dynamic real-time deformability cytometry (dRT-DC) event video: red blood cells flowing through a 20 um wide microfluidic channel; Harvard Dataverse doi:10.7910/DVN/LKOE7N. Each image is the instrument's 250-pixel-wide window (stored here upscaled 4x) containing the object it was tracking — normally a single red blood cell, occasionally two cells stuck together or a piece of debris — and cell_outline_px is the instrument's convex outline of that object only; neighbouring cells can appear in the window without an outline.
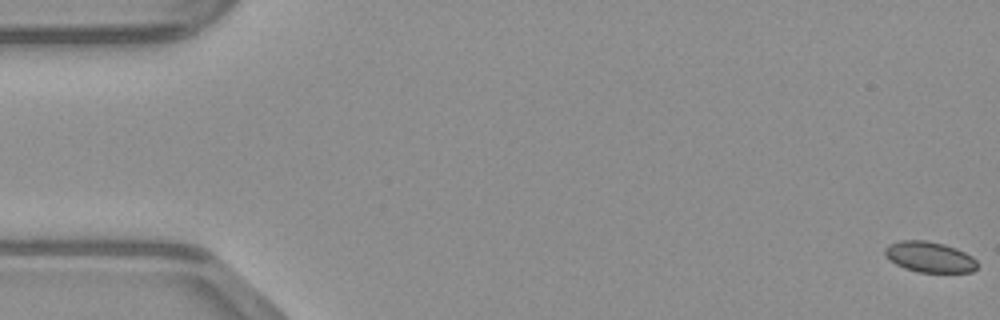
{"species": "common noctule bat (a hibernating species)", "species_latin": "Nyctalus noctula", "temperature_condition": "warm", "stored_images_in_passage": 49, "camera_frame_rate_fps": 3000, "um_per_image_px": 0.085, "animal": {"sex": "male", "body_mass_g": 23.1, "forearm_length_mm": 52.7}, "frame": {"image": 1, "passage_image": 1, "time_ms": 0.0, "image_size_px": [1000, 320], "cell_outline_px": [[976, 268], [972, 272], [920, 272], [904, 268], [896, 264], [884, 256], [884, 248], [888, 244], [900, 240], [928, 240], [944, 244], [956, 248], [972, 256], [976, 260]], "centroid_in_image_um": [78.97, 21.83], "position_along_channel_um": 6.0, "area_um2": 16.59}}
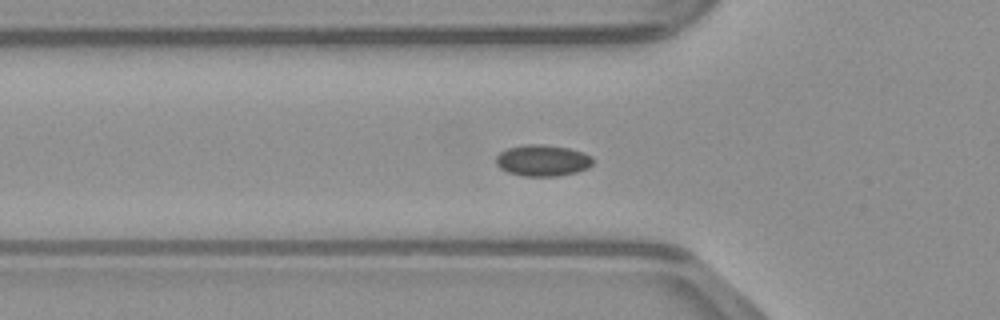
{"frame": {"image": 2, "passage_image": 17, "time_ms": 5.333, "image_size_px": [1000, 320], "cell_outline_px": [[592, 164], [588, 168], [576, 172], [556, 176], [524, 176], [508, 172], [500, 168], [496, 164], [496, 156], [500, 152], [508, 148], [524, 144], [540, 144], [568, 148], [584, 152], [592, 156]], "centroid_in_image_um": [46.11, 13.63], "position_along_channel_um": 79.7, "area_um2": 17.69}}
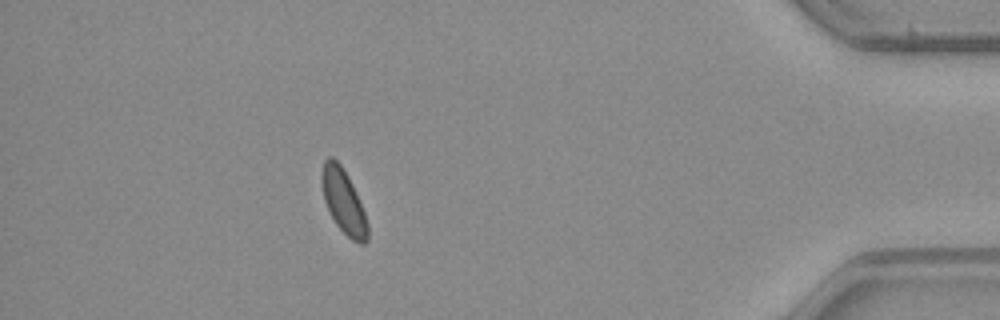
{"frame": {"image": 3, "passage_image": 44, "time_ms": 14.333, "image_size_px": [1000, 320], "cell_outline_px": [[368, 240], [364, 244], [360, 244], [352, 240], [336, 224], [328, 212], [324, 200], [320, 180], [320, 172], [324, 160], [328, 156], [332, 156], [340, 164], [348, 176], [356, 192], [364, 212], [368, 224]], "centroid_in_image_um": [29.17, 17.1], "position_along_channel_um": 406.0, "area_um2": 17.34}}